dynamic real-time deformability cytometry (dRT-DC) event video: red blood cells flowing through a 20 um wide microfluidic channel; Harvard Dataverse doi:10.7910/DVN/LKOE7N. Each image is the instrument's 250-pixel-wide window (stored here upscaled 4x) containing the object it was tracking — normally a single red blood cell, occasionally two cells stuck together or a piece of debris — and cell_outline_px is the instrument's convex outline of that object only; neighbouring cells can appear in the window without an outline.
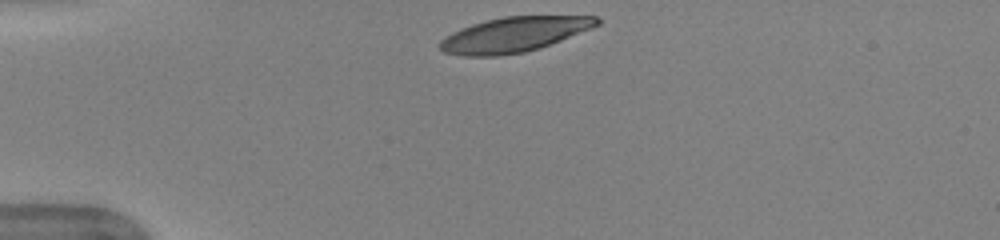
{"species": "human", "species_latin": "Homo sapiens", "temperature_condition": "warm", "stored_images_in_passage": 33, "camera_frame_rate_fps": 3000, "um_per_image_px": 0.085, "donor": {"sex": "female"}, "frame": {"image": 1, "passage_image": 1, "time_ms": 0.0, "image_size_px": [1000, 240], "cell_outline_px": [[600, 24], [592, 28], [540, 48], [524, 52], [496, 56], [464, 56], [444, 52], [440, 48], [440, 40], [444, 36], [452, 32], [472, 24], [504, 16], [596, 16], [600, 20]], "centroid_in_image_um": [43.69, 2.94], "position_along_channel_um": 41.3, "area_um2": 31.79}}
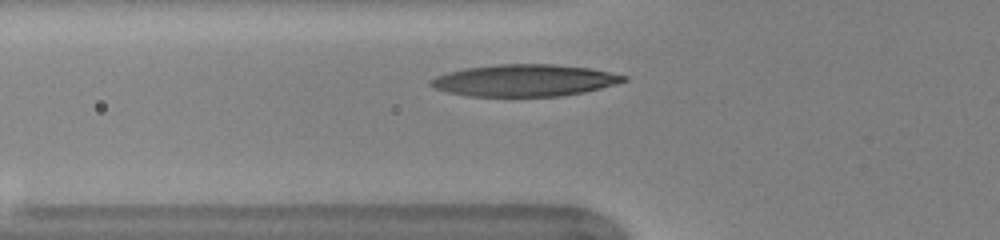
{"frame": {"image": 2, "passage_image": 7, "time_ms": 2.0, "image_size_px": [1000, 240], "cell_outline_px": [[628, 80], [600, 88], [584, 92], [560, 96], [468, 96], [448, 92], [436, 88], [428, 84], [428, 80], [436, 76], [448, 72], [464, 68], [496, 64], [552, 64], [592, 68], [628, 76]], "centroid_in_image_um": [44.57, 6.82], "position_along_channel_um": 81.2, "area_um2": 35.89}}
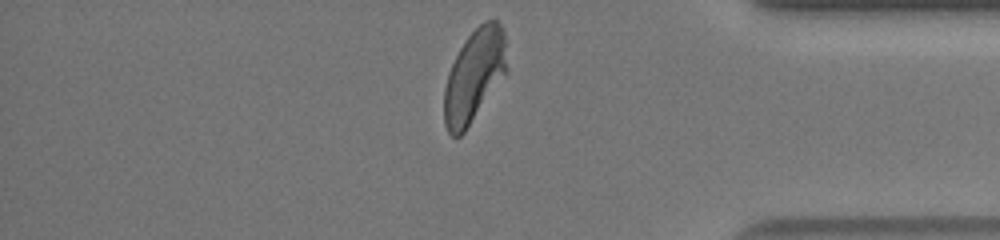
{"frame": {"image": 3, "passage_image": 32, "time_ms": 10.333, "image_size_px": [1000, 240], "cell_outline_px": [[508, 72], [464, 132], [460, 136], [452, 136], [448, 132], [444, 124], [444, 88], [452, 64], [460, 48], [468, 36], [484, 20], [496, 20], [500, 24], [504, 32], [508, 68]], "centroid_in_image_um": [40.33, 6.44], "position_along_channel_um": 394.9, "area_um2": 33.81}, "authors_computed_cell_mechanics": {"area_um2": 34.7378, "velocity_mm_per_s": 3.9701, "shape_relaxation_time_tau1_ms": 3.0746, "shape_relaxation_time_tau2_ms": 0.8665, "deformation_change_tau1": 0.1868, "deformation_change_tau2": 0.0811}}